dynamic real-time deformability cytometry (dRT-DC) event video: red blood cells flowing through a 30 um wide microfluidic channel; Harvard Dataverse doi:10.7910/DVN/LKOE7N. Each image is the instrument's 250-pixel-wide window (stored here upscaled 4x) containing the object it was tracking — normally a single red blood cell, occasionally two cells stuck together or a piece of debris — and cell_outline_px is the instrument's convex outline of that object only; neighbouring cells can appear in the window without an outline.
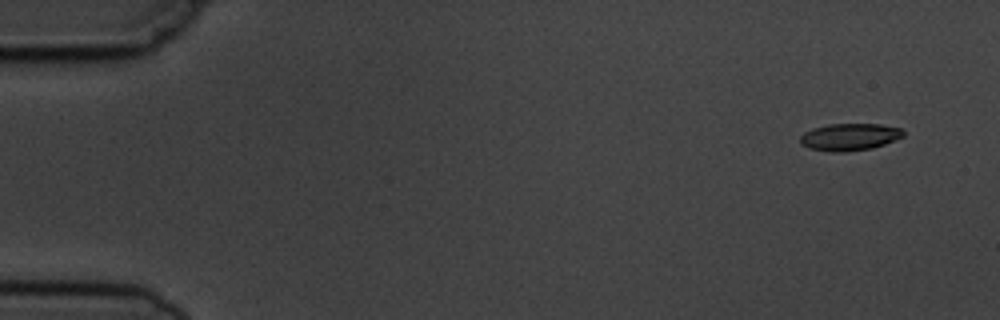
{"species": "common noctule bat (a hibernating species)", "species_latin": "Nyctalus noctula", "temperature_condition": "cold", "stored_images_in_passage": 6, "camera_frame_rate_fps": 3000, "um_per_image_px": 0.085, "animal": {"sex": "male", "body_mass_g": 19.5, "forearm_length_mm": 54.6}, "frame": {"image": 1, "passage_image": 1, "time_ms": 0.0, "image_size_px": [1000, 320], "cell_outline_px": [[904, 136], [884, 144], [872, 148], [848, 152], [828, 152], [808, 148], [800, 144], [800, 136], [804, 132], [812, 128], [828, 124], [880, 124], [900, 128], [904, 132]], "centroid_in_image_um": [72.17, 11.65], "position_along_channel_um": 12.8, "area_um2": 16.47}}
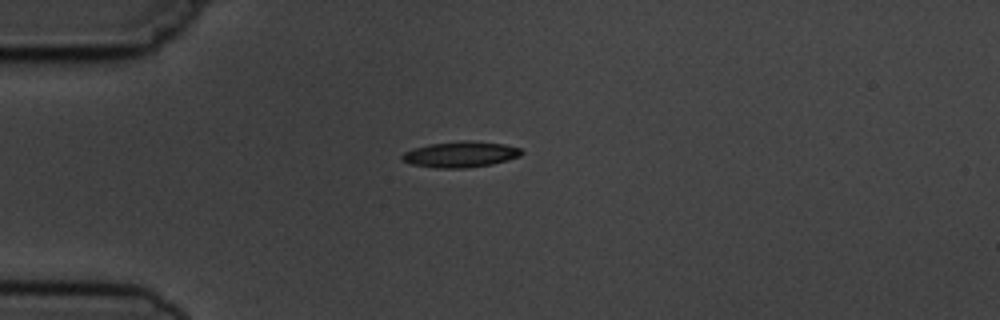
{"frame": {"image": 2, "passage_image": 4, "time_ms": 3.667, "image_size_px": [1000, 320], "cell_outline_px": [[524, 152], [520, 156], [508, 160], [492, 164], [464, 168], [436, 168], [412, 164], [404, 160], [400, 156], [404, 152], [412, 148], [428, 144], [460, 140], [468, 140], [504, 144], [520, 148]], "centroid_in_image_um": [39.15, 13.11], "position_along_channel_um": 45.9, "area_um2": 18.09}}
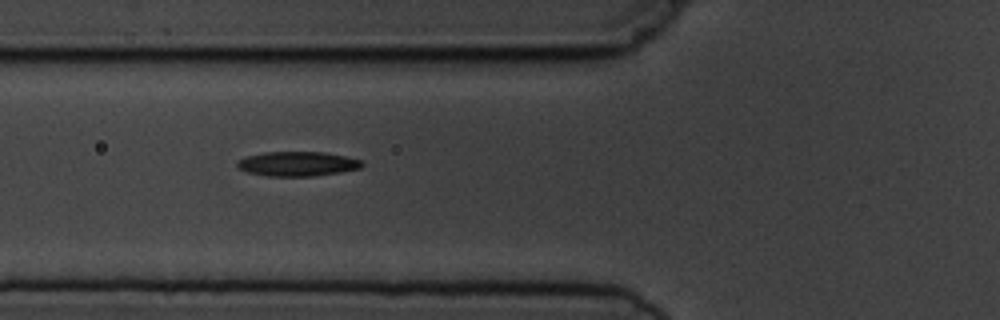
{"frame": {"image": 3, "passage_image": 6, "time_ms": 5.667, "image_size_px": [1000, 320], "cell_outline_px": [[364, 164], [360, 168], [340, 172], [312, 176], [268, 176], [244, 172], [236, 164], [244, 156], [264, 152], [324, 152], [344, 156], [360, 160]], "centroid_in_image_um": [25.25, 13.92], "position_along_channel_um": 100.6, "area_um2": 17.8}}